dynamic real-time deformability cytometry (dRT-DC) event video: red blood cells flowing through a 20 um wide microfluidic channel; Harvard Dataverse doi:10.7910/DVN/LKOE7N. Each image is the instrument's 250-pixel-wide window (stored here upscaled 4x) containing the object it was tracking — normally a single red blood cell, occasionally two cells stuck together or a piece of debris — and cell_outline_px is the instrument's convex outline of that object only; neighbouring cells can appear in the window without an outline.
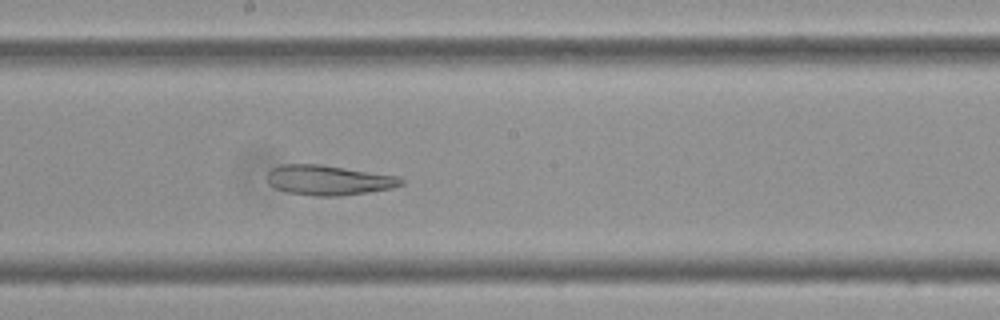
{"species": "Egyptian fruit bat (a non-hibernating species)", "species_latin": "Rousettus aegyptiacus", "temperature_condition": "cold", "stored_images_in_passage": 43, "camera_frame_rate_fps": 3000, "um_per_image_px": 0.085, "frame": {"image": 1, "passage_image": 15, "time_ms": 4.667, "image_size_px": [1000, 320], "cell_outline_px": [[404, 184], [392, 188], [368, 192], [340, 196], [312, 196], [288, 192], [276, 188], [268, 180], [268, 172], [272, 168], [284, 164], [320, 164], [396, 176], [404, 180]], "centroid_in_image_um": [27.94, 15.32], "position_along_channel_um": 220.3, "area_um2": 23.12}}
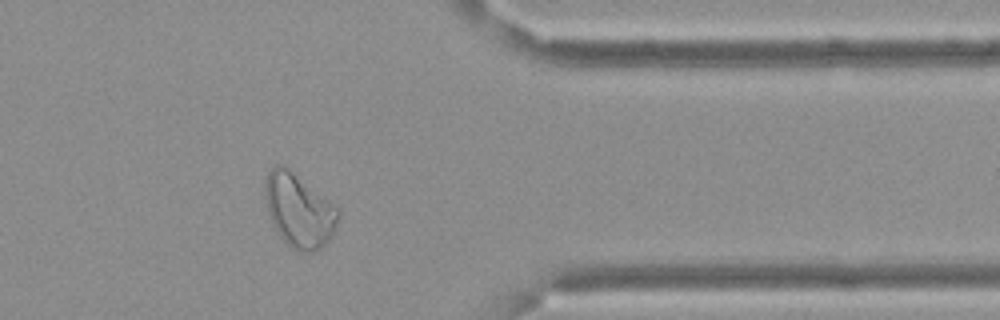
{"frame": {"image": 2, "passage_image": 31, "time_ms": 10.0, "image_size_px": [1000, 320], "cell_outline_px": [[340, 216], [328, 240], [320, 248], [312, 252], [300, 252], [292, 248], [276, 232], [272, 224], [268, 212], [264, 196], [264, 184], [268, 172], [276, 164], [284, 164], [340, 208]], "centroid_in_image_um": [25.4, 17.86], "position_along_channel_um": 386.0, "area_um2": 31.56}}
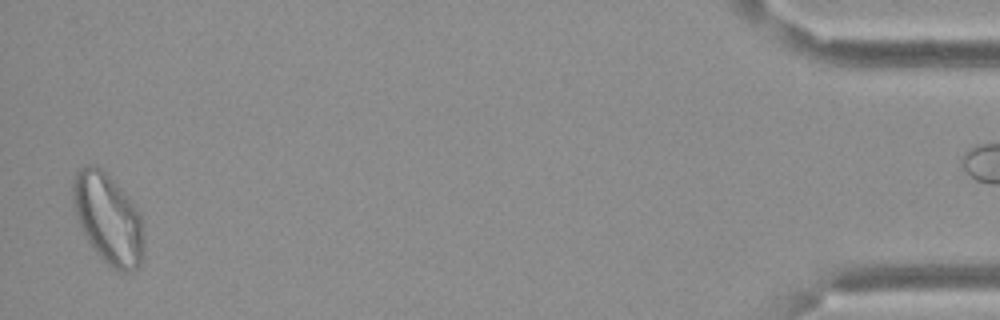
{"frame": {"image": 3, "passage_image": 41, "time_ms": 13.333, "image_size_px": [1000, 320], "cell_outline_px": [[144, 256], [140, 264], [136, 268], [128, 272], [120, 272], [112, 268], [96, 252], [88, 240], [76, 216], [72, 200], [72, 184], [76, 172], [80, 168], [88, 164], [96, 164], [120, 188], [140, 212], [144, 240]], "centroid_in_image_um": [9.2, 18.6], "position_along_channel_um": 426.0, "area_um2": 37.11}, "authors_computed_cell_mechanics": {"area_um2": 25.5476, "velocity_mm_per_s": 3.3507, "shape_relaxation_time_tau1_ms": null, "shape_relaxation_time_tau2_ms": 4.9096, "deformation_change_tau1": null, "deformation_change_tau2": 0.1358}}